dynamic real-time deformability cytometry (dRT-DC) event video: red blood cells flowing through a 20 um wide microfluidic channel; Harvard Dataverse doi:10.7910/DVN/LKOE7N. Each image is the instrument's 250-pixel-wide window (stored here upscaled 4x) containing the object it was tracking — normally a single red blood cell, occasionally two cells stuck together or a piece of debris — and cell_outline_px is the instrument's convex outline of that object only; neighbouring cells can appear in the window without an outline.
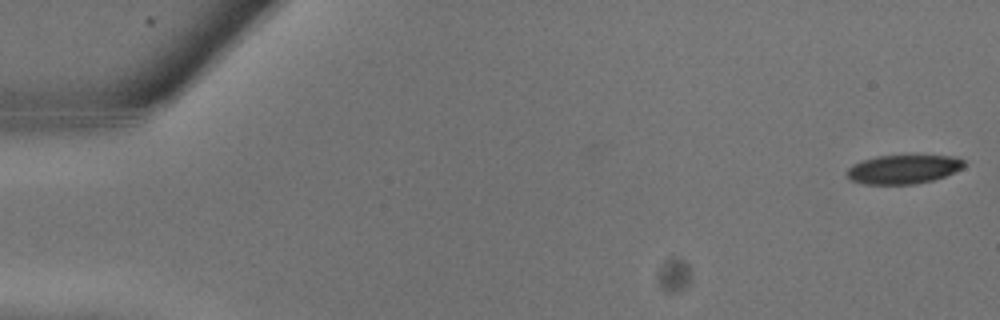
{"species": "common noctule bat (a hibernating species)", "species_latin": "Nyctalus noctula", "temperature_condition": "warm", "stored_images_in_passage": 10, "camera_frame_rate_fps": 3000, "um_per_image_px": 0.085, "animal": {"sex": "male", "body_mass_g": 13.3}, "frame": {"image": 1, "passage_image": 1, "time_ms": 0.0, "image_size_px": [1000, 320], "cell_outline_px": [[964, 168], [944, 176], [932, 180], [916, 184], [864, 184], [848, 180], [844, 172], [852, 164], [860, 160], [876, 156], [956, 156], [964, 160]], "centroid_in_image_um": [76.72, 14.39], "position_along_channel_um": 8.3, "area_um2": 19.94}}
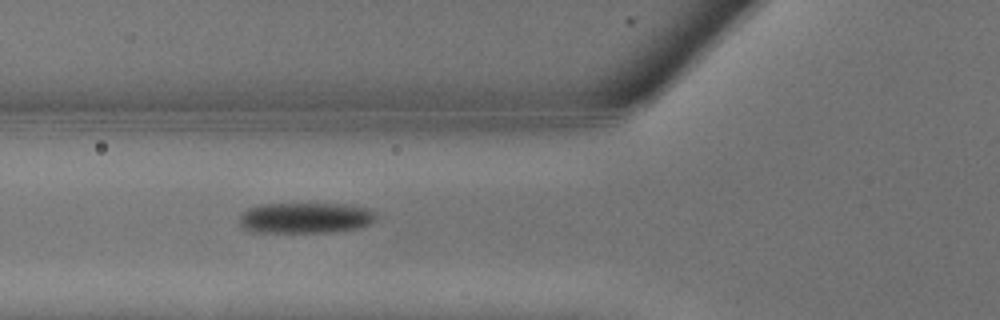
{"frame": {"image": 2, "passage_image": 10, "time_ms": 3.0, "image_size_px": [1000, 320], "cell_outline_px": [[376, 220], [360, 228], [336, 232], [252, 232], [244, 228], [240, 224], [240, 216], [248, 208], [260, 204], [344, 204], [368, 208], [376, 212]], "centroid_in_image_um": [25.99, 18.52], "position_along_channel_um": 99.8, "area_um2": 24.62}}